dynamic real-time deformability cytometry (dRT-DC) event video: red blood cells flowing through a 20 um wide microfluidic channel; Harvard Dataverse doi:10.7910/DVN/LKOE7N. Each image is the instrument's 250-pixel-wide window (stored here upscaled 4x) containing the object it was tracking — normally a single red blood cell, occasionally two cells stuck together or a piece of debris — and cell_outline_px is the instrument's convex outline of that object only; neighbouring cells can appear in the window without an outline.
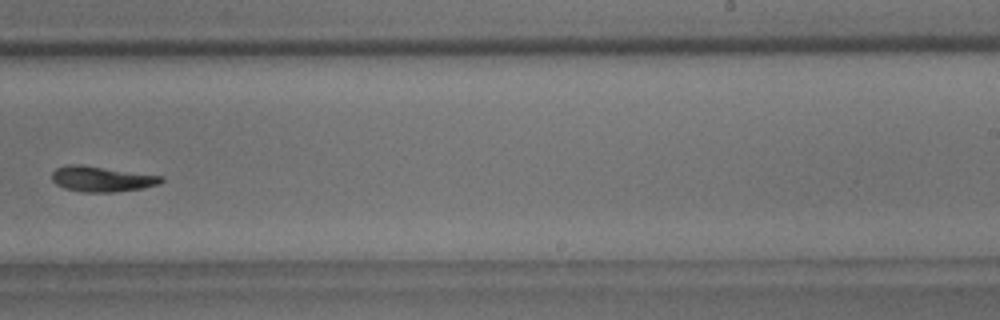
{"species": "common noctule bat (a hibernating species)", "species_latin": "Nyctalus noctula", "temperature_condition": "room temperature", "stored_images_in_passage": 11, "camera_frame_rate_fps": 3000, "um_per_image_px": 0.085, "animal": {"sex": "male", "body_mass_g": 18.8}, "frame": {"image": 1, "passage_image": 10, "time_ms": 11.333, "image_size_px": [1000, 320], "cell_outline_px": [[164, 180], [160, 184], [144, 188], [116, 192], [84, 192], [64, 188], [56, 184], [52, 180], [52, 172], [56, 168], [68, 164], [80, 164], [164, 176]], "centroid_in_image_um": [8.67, 15.21], "position_along_channel_um": 280.3, "area_um2": 16.36}}